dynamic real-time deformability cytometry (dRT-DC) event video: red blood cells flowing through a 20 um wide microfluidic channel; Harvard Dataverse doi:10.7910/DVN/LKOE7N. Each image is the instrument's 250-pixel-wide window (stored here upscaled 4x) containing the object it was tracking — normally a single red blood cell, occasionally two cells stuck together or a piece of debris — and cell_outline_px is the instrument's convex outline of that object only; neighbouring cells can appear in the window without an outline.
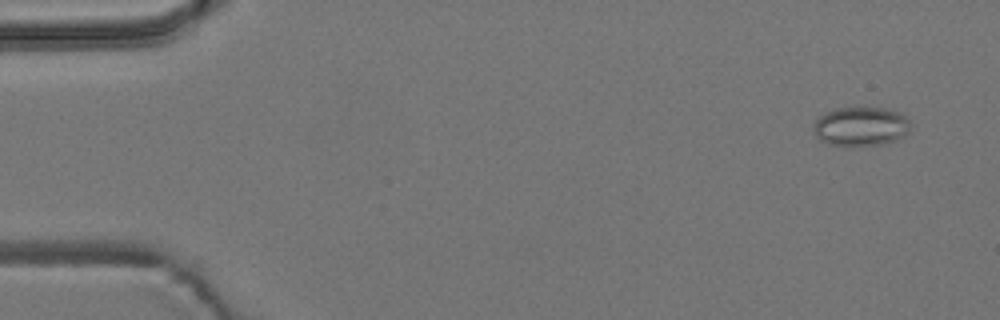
{"species": "common noctule bat (a hibernating species)", "species_latin": "Nyctalus noctula", "temperature_condition": "room temperature", "stored_images_in_passage": 56, "camera_frame_rate_fps": 3000, "um_per_image_px": 0.085, "animal": {"sex": "male", "body_mass_g": 19.2, "forearm_length_mm": 51.8}, "frame": {"image": 1, "passage_image": 4, "time_ms": 1.0, "image_size_px": [1000, 320], "cell_outline_px": [[912, 124], [908, 132], [896, 140], [884, 144], [852, 148], [828, 144], [820, 140], [816, 136], [812, 128], [816, 120], [820, 116], [836, 108], [856, 104], [884, 108], [896, 112], [904, 116]], "centroid_in_image_um": [73.15, 10.74], "position_along_channel_um": 11.9, "area_um2": 23.12}}
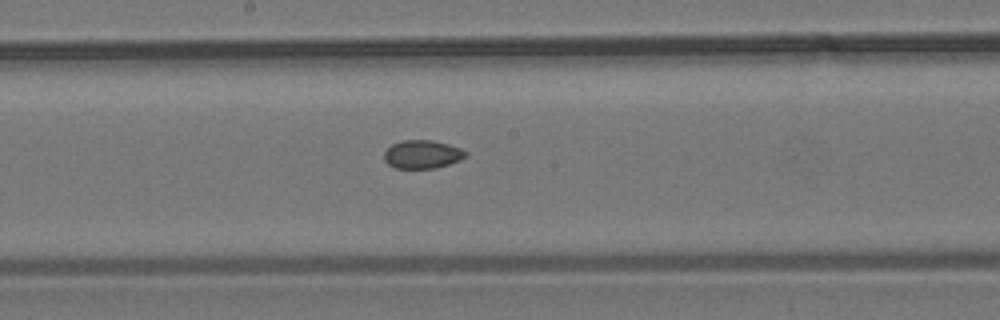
{"frame": {"image": 2, "passage_image": 30, "time_ms": 9.667, "image_size_px": [1000, 320], "cell_outline_px": [[468, 156], [460, 160], [436, 168], [396, 168], [388, 164], [384, 160], [384, 152], [392, 144], [404, 140], [432, 140], [448, 144], [460, 148], [468, 152]], "centroid_in_image_um": [35.91, 13.12], "position_along_channel_um": 212.3, "area_um2": 13.47}}
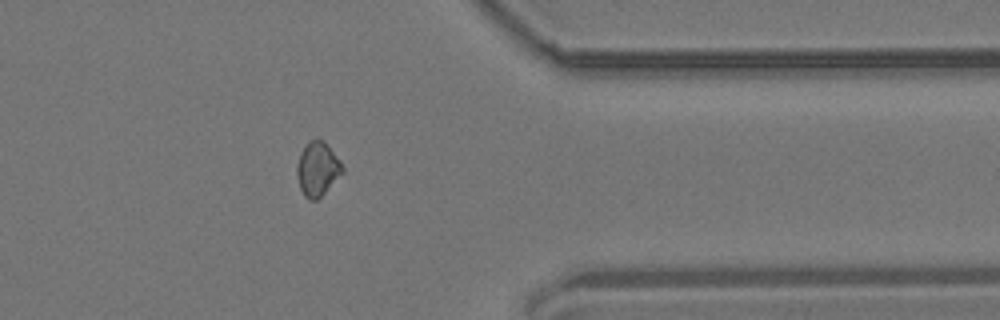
{"frame": {"image": 3, "passage_image": 45, "time_ms": 14.667, "image_size_px": [1000, 320], "cell_outline_px": [[344, 172], [316, 200], [308, 200], [304, 196], [300, 188], [296, 176], [296, 164], [300, 152], [304, 144], [308, 140], [324, 140], [328, 144], [340, 160], [344, 168]], "centroid_in_image_um": [26.97, 14.33], "position_along_channel_um": 384.4, "area_um2": 14.57}, "authors_computed_cell_mechanics": {"area_um2": 14.2766, "velocity_mm_per_s": 3.7311, "shape_relaxation_time_tau1_ms": null, "shape_relaxation_time_tau2_ms": 5.3106, "deformation_change_tau1": null, "deformation_change_tau2": 0.0718}}